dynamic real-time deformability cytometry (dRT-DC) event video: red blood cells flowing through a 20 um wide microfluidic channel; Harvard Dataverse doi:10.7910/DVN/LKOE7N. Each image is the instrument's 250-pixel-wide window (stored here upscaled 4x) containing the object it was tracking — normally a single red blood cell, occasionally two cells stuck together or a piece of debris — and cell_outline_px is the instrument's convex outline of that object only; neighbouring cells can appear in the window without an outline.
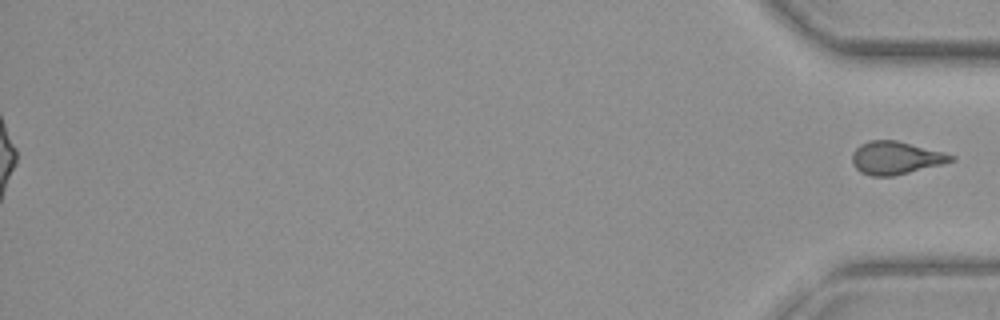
{"species": "common noctule bat (a hibernating species)", "species_latin": "Nyctalus noctula", "temperature_condition": "warm", "stored_images_in_passage": 49, "segment_of_instrument_passage": [2, 2], "camera_frame_rate_fps": 3000, "um_per_image_px": 0.085, "animal": {"sex": "female", "body_mass_g": 29.2, "forearm_length_mm": 56.3}, "frame": {"image": 1, "passage_image": 49, "time_ms": 16.0, "image_size_px": [1000, 320], "cell_outline_px": [[956, 160], [892, 176], [872, 176], [860, 172], [852, 164], [852, 152], [860, 144], [868, 140], [896, 140], [944, 152], [956, 156]], "centroid_in_image_um": [76.11, 13.41], "position_along_channel_um": 359.1, "area_um2": 18.84}}